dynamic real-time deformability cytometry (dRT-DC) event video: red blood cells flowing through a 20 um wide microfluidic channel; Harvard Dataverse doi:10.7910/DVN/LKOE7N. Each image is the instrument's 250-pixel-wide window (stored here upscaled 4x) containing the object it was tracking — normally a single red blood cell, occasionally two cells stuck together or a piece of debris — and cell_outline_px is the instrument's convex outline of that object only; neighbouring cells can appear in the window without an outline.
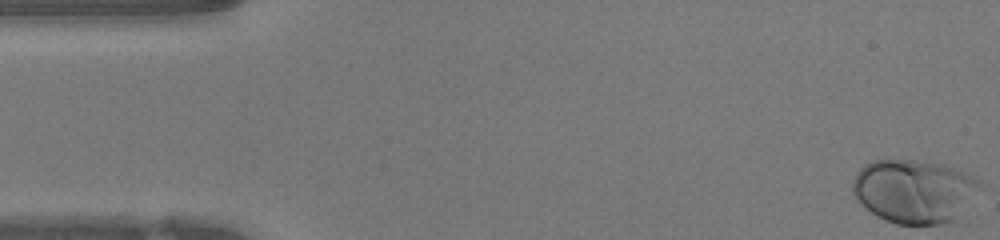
{"species": "human", "species_latin": "Homo sapiens", "temperature_condition": "warm", "stored_images_in_passage": 47, "camera_frame_rate_fps": 3000, "um_per_image_px": 0.085, "donor": {"sex": "female"}, "frame": {"image": 1, "passage_image": 1, "time_ms": 0.0, "image_size_px": [1000, 240], "cell_outline_px": [[984, 188], [952, 220], [944, 224], [896, 224], [876, 216], [860, 204], [856, 200], [852, 192], [852, 180], [856, 172], [864, 164], [872, 160], [916, 160], [944, 164], [972, 176], [980, 180], [984, 184]], "centroid_in_image_um": [77.68, 16.23], "position_along_channel_um": 7.3, "area_um2": 47.51}}
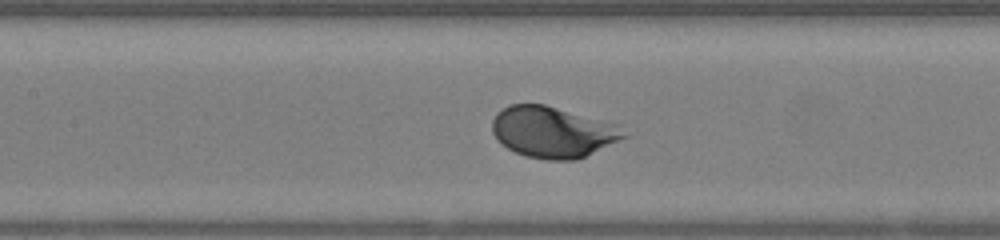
{"frame": {"image": 2, "passage_image": 21, "time_ms": 6.667, "image_size_px": [1000, 240], "cell_outline_px": [[628, 136], [576, 160], [548, 160], [524, 156], [508, 148], [496, 140], [492, 132], [492, 120], [496, 112], [512, 104], [544, 104], [620, 124]], "centroid_in_image_um": [46.98, 11.22], "position_along_channel_um": 160.4, "area_um2": 39.36}}
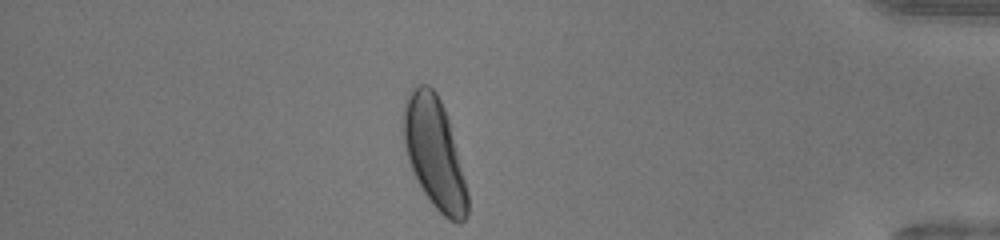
{"frame": {"image": 3, "passage_image": 41, "time_ms": 13.333, "image_size_px": [1000, 240], "cell_outline_px": [[468, 216], [460, 224], [456, 224], [448, 220], [432, 204], [424, 192], [408, 160], [404, 144], [404, 104], [408, 92], [416, 84], [428, 84], [436, 92], [444, 108], [448, 120], [468, 192]], "centroid_in_image_um": [36.93, 13.02], "position_along_channel_um": 398.3, "area_um2": 40.81}, "authors_computed_cell_mechanics": {"area_um2": 39.7664, "velocity_mm_per_s": 4.2319, "shape_relaxation_time_tau1_ms": 1.3519, "shape_relaxation_time_tau2_ms": null, "deformation_change_tau1": 0.1449, "deformation_change_tau2": null}}